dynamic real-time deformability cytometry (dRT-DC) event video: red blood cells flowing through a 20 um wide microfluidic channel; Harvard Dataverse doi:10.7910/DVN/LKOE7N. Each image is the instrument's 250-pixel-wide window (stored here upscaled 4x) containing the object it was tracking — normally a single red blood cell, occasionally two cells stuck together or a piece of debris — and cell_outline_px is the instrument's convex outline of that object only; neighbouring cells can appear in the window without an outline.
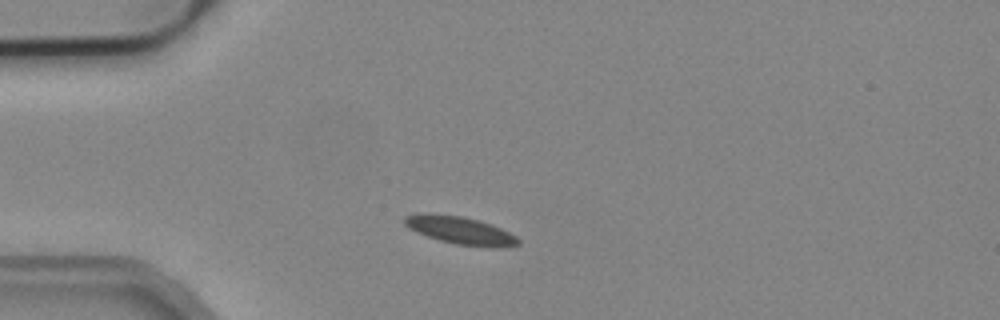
{"species": "common noctule bat (a hibernating species)", "species_latin": "Nyctalus noctula", "temperature_condition": "cold", "stored_images_in_passage": 41, "camera_frame_rate_fps": 3000, "um_per_image_px": 0.085, "animal": {"sex": "male", "body_mass_g": 19.2, "forearm_length_mm": 51.8}, "frame": {"image": 1, "passage_image": 7, "time_ms": 2.0, "image_size_px": [1000, 320], "cell_outline_px": [[520, 244], [500, 248], [456, 244], [440, 240], [416, 232], [408, 228], [404, 224], [404, 216], [420, 212], [428, 212], [460, 216], [480, 220], [500, 228], [516, 236], [520, 240]], "centroid_in_image_um": [39.09, 19.56], "position_along_channel_um": 45.9, "area_um2": 18.44}}
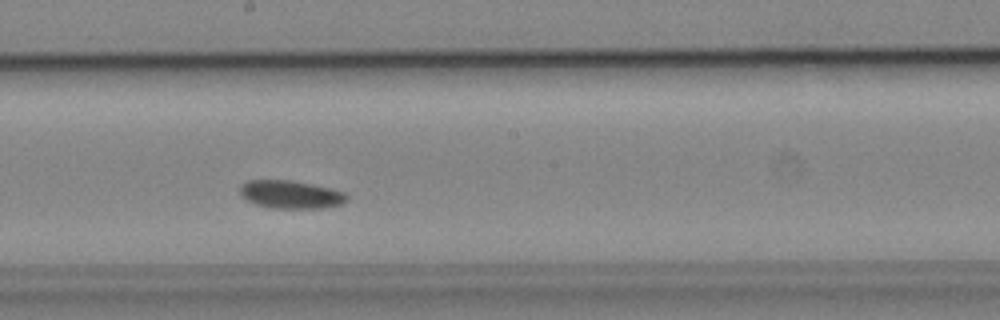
{"frame": {"image": 2, "passage_image": 23, "time_ms": 7.333, "image_size_px": [1000, 320], "cell_outline_px": [[348, 200], [340, 204], [324, 208], [268, 208], [256, 204], [248, 200], [240, 192], [240, 188], [248, 180], [288, 180], [312, 184], [332, 188], [344, 192], [348, 196]], "centroid_in_image_um": [24.76, 16.53], "position_along_channel_um": 223.4, "area_um2": 17.34}}
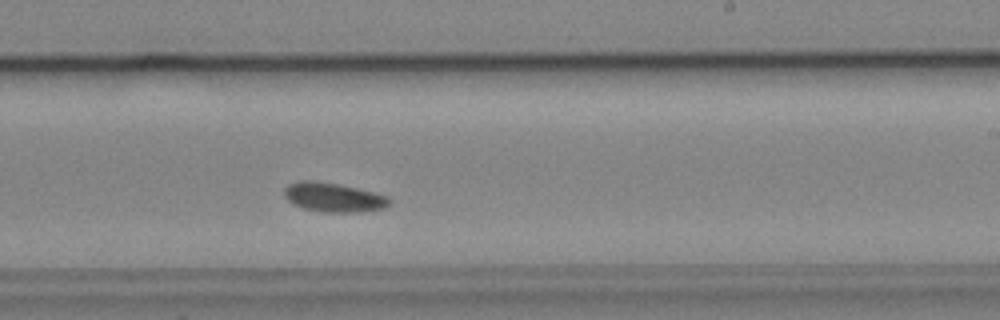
{"frame": {"image": 3, "passage_image": 26, "time_ms": 8.333, "image_size_px": [1000, 320], "cell_outline_px": [[392, 200], [384, 208], [360, 212], [320, 212], [304, 208], [292, 204], [284, 196], [284, 188], [288, 184], [296, 180], [312, 180], [336, 184], [356, 188], [388, 196]], "centroid_in_image_um": [28.3, 16.77], "position_along_channel_um": 260.7, "area_um2": 17.92}, "authors_computed_cell_mechanics": {"area_um2": 17.5134, "velocity_mm_per_s": 3.7259, "shape_relaxation_time_tau1_ms": 2.6398, "shape_relaxation_time_tau2_ms": null, "deformation_change_tau1": 0.0709, "deformation_change_tau2": null}}